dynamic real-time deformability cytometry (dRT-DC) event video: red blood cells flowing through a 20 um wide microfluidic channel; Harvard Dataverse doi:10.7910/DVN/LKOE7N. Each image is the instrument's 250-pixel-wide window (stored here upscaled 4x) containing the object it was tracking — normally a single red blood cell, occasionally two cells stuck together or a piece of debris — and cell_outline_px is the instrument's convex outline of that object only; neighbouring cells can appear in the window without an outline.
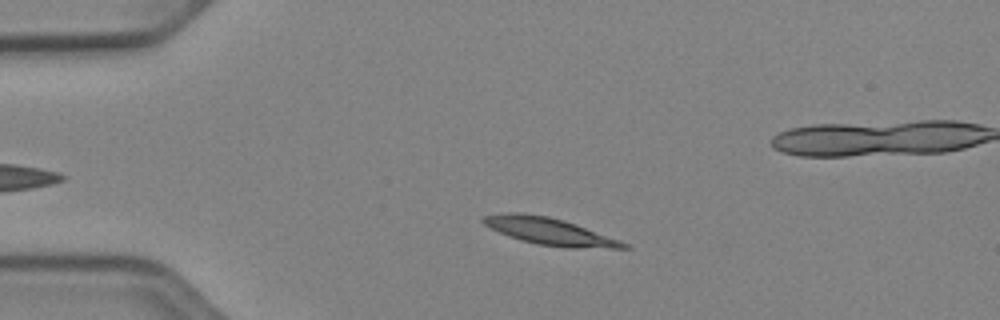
{"species": "Egyptian fruit bat (a non-hibernating species)", "species_latin": "Rousettus aegyptiacus", "temperature_condition": "cold", "stored_images_in_passage": 26, "camera_frame_rate_fps": 3000, "um_per_image_px": 0.085, "animal": {"sex": "female"}, "frame": {"image": 1, "passage_image": 8, "time_ms": 2.333, "image_size_px": [1000, 320], "cell_outline_px": [[632, 248], [568, 248], [536, 244], [520, 240], [508, 236], [484, 224], [480, 220], [484, 216], [512, 212], [520, 212], [548, 216], [564, 220], [620, 240], [628, 244]], "centroid_in_image_um": [46.73, 19.67], "position_along_channel_um": 38.3, "area_um2": 21.96}}
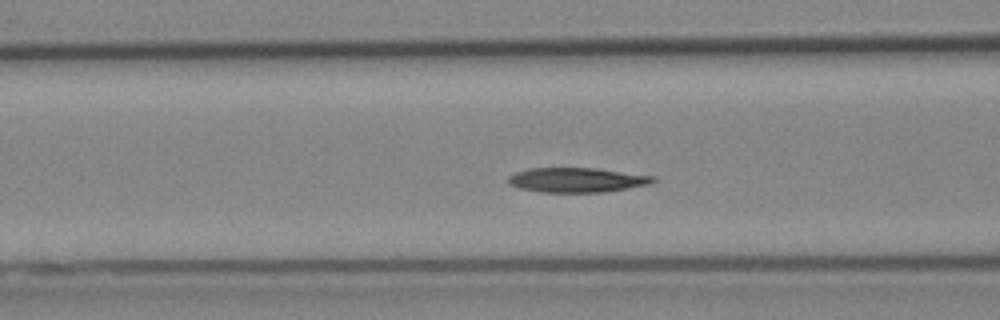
{"frame": {"image": 2, "passage_image": 17, "time_ms": 5.333, "image_size_px": [1000, 320], "cell_outline_px": [[656, 180], [652, 184], [604, 192], [540, 192], [520, 188], [508, 184], [508, 176], [516, 172], [528, 168], [596, 168], [656, 176]], "centroid_in_image_um": [49.05, 15.29], "position_along_channel_um": 117.5, "area_um2": 20.92}}
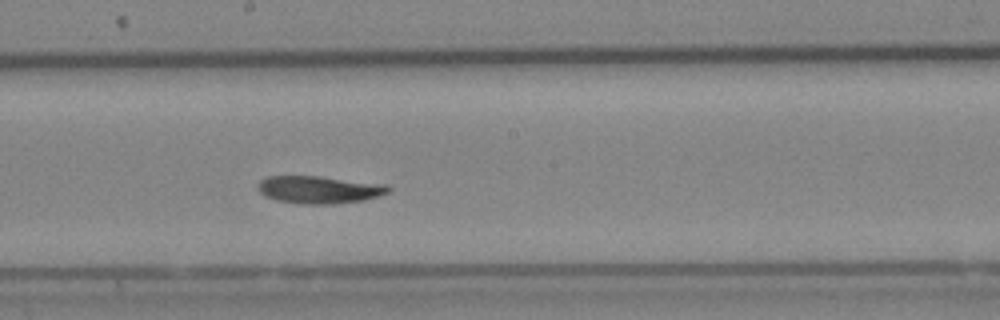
{"frame": {"image": 3, "passage_image": 25, "time_ms": 8.0, "image_size_px": [1000, 320], "cell_outline_px": [[392, 188], [388, 192], [380, 196], [364, 200], [332, 204], [304, 204], [276, 200], [264, 196], [256, 188], [256, 184], [260, 180], [268, 176], [316, 176], [388, 184]], "centroid_in_image_um": [27.12, 16.12], "position_along_channel_um": 221.1, "area_um2": 21.1}}